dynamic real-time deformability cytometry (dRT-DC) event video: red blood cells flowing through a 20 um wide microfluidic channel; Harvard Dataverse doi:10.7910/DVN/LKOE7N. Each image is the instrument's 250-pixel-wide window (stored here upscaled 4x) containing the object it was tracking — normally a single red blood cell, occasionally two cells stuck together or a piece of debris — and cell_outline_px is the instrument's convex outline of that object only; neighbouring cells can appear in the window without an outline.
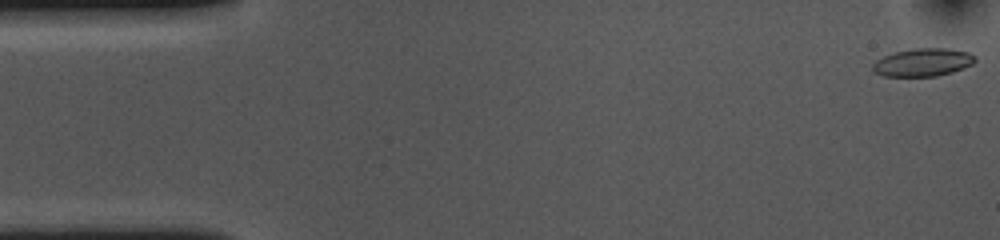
{"species": "common noctule bat (a hibernating species)", "species_latin": "Nyctalus noctula", "temperature_condition": "cold", "stored_images_in_passage": 7, "camera_frame_rate_fps": 3000, "um_per_image_px": 0.085, "animal": {"sex": "female", "body_mass_g": 10.0, "forearm_length_mm": 53.1}, "frame": {"image": 1, "passage_image": 1, "time_ms": 0.0, "image_size_px": [1000, 240], "cell_outline_px": [[976, 60], [972, 64], [964, 68], [952, 72], [936, 76], [884, 76], [876, 72], [872, 68], [872, 64], [876, 60], [884, 56], [896, 52], [916, 48], [948, 48], [968, 52], [976, 56]], "centroid_in_image_um": [78.47, 5.29], "position_along_channel_um": 6.5, "area_um2": 16.59}}